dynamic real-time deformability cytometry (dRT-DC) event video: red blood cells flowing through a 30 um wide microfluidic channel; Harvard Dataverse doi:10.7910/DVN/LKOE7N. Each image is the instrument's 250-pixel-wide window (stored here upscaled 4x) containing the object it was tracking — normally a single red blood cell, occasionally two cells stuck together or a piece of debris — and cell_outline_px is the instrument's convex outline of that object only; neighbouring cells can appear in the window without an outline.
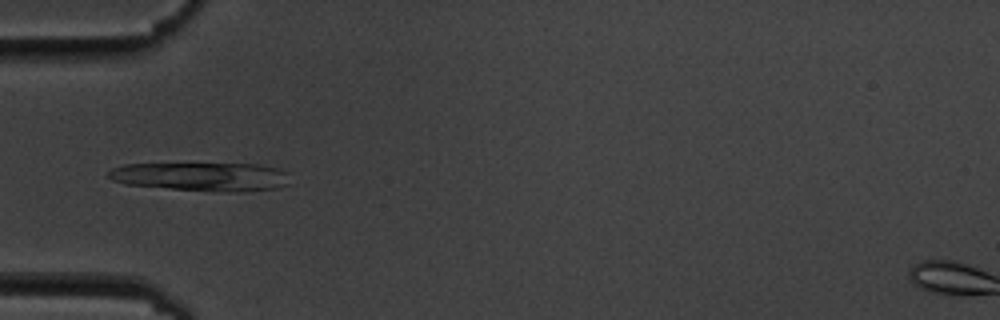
{"species": "common noctule bat (a hibernating species)", "species_latin": "Nyctalus noctula", "temperature_condition": "cold", "stored_images_in_passage": 9, "camera_frame_rate_fps": 3000, "um_per_image_px": 0.085, "animal": {"sex": "male", "body_mass_g": 19.5, "forearm_length_mm": 54.6}, "frame": {"image": 1, "passage_image": 3, "time_ms": 2.333, "image_size_px": [1000, 320], "cell_outline_px": [[292, 184], [276, 188], [240, 192], [232, 192], [172, 188], [124, 184], [112, 180], [108, 176], [108, 172], [112, 168], [124, 164], [256, 164], [276, 168], [288, 172]], "centroid_in_image_um": [17.19, 15.01], "position_along_channel_um": 67.8, "area_um2": 30.23}}
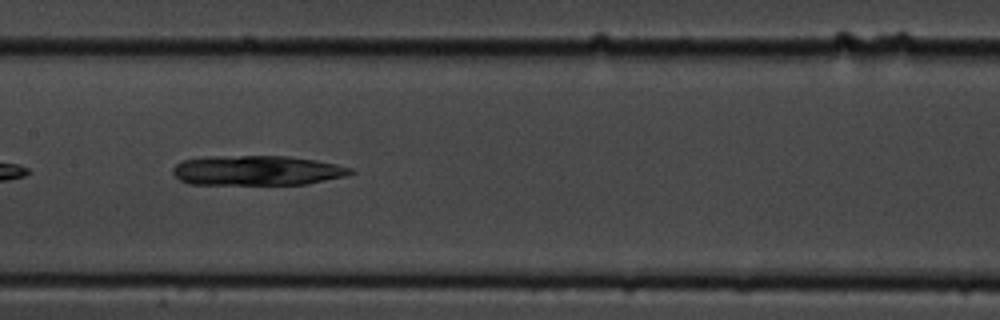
{"frame": {"image": 2, "passage_image": 6, "time_ms": 5.667, "image_size_px": [1000, 320], "cell_outline_px": [[356, 172], [344, 176], [304, 184], [188, 184], [180, 180], [172, 172], [172, 168], [176, 164], [184, 160], [208, 156], [288, 156], [316, 160], [336, 164], [352, 168]], "centroid_in_image_um": [21.83, 14.48], "position_along_channel_um": 185.6, "area_um2": 30.81}}
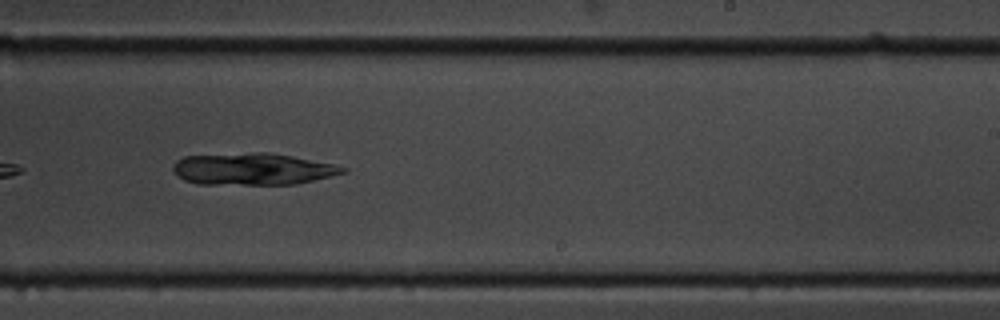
{"frame": {"image": 3, "passage_image": 8, "time_ms": 8.0, "image_size_px": [1000, 320], "cell_outline_px": [[348, 172], [296, 184], [196, 184], [184, 180], [172, 172], [172, 164], [176, 160], [184, 156], [256, 152], [268, 152], [292, 156], [332, 164], [348, 168]], "centroid_in_image_um": [21.43, 14.37], "position_along_channel_um": 267.6, "area_um2": 31.62}}